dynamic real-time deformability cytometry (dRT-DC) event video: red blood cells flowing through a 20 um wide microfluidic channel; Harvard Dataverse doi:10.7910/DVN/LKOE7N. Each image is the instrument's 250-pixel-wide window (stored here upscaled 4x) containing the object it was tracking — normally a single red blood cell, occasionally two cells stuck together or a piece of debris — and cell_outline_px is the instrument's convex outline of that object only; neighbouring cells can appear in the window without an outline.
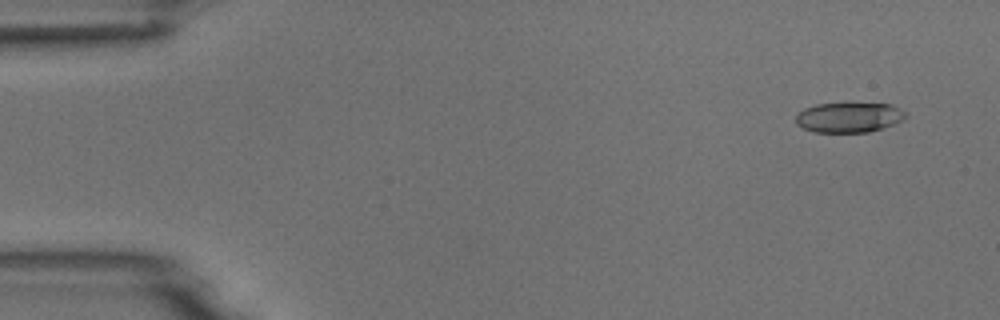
{"species": "common noctule bat (a hibernating species)", "species_latin": "Nyctalus noctula", "temperature_condition": "room temperature", "stored_images_in_passage": 4, "camera_frame_rate_fps": 3000, "um_per_image_px": 0.085, "animal": {"sex": "male", "body_mass_g": 18.8}, "frame": {"image": 1, "passage_image": 1, "time_ms": 0.0, "image_size_px": [1000, 320], "cell_outline_px": [[908, 116], [904, 120], [868, 132], [816, 132], [804, 128], [796, 124], [796, 116], [804, 108], [816, 104], [892, 104], [900, 108]], "centroid_in_image_um": [72.17, 9.98], "position_along_channel_um": 12.8, "area_um2": 18.96}}
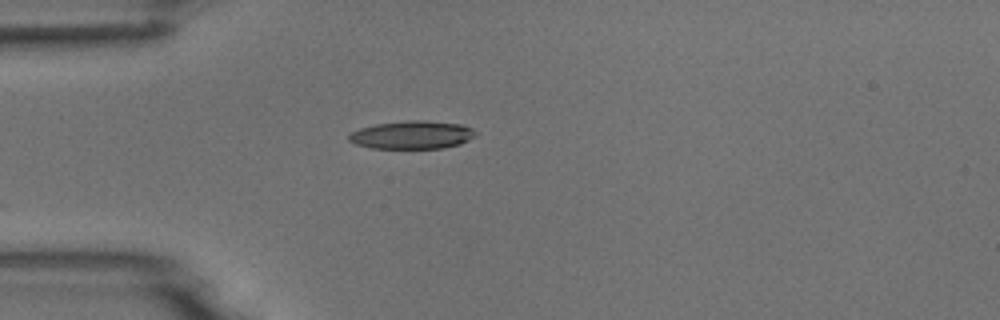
{"frame": {"image": 2, "passage_image": 4, "time_ms": 3.667, "image_size_px": [1000, 320], "cell_outline_px": [[476, 136], [460, 144], [444, 148], [372, 148], [356, 144], [348, 140], [348, 136], [352, 132], [360, 128], [376, 124], [408, 120], [424, 120], [460, 124], [472, 128], [476, 132]], "centroid_in_image_um": [35.04, 11.46], "position_along_channel_um": 50.0, "area_um2": 20.69}}